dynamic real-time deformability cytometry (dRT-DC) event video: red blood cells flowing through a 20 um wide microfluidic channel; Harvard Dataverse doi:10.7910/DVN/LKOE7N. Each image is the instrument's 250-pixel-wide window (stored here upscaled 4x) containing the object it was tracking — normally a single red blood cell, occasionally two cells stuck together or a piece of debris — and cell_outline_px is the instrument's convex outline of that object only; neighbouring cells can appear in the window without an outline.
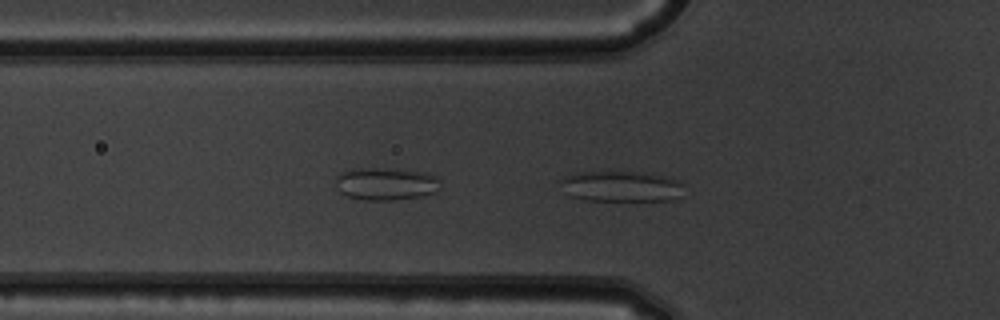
{"species": "common noctule bat (a hibernating species)", "species_latin": "Nyctalus noctula", "temperature_condition": "warm", "stored_images_in_passage": 37, "camera_frame_rate_fps": 3000, "um_per_image_px": 0.085, "animal": {"sex": "male", "body_mass_g": 19.5, "forearm_length_mm": 54.6}, "frame": {"image": 1, "passage_image": 2, "time_ms": 0.333, "image_size_px": [1000, 320], "cell_outline_px": [[684, 184], [680, 196], [672, 200], [588, 200], [572, 196], [560, 180], [568, 176], [580, 172], [652, 172], [668, 176], [680, 180]], "centroid_in_image_um": [52.95, 15.82], "position_along_channel_um": 72.8, "area_um2": 21.85}}
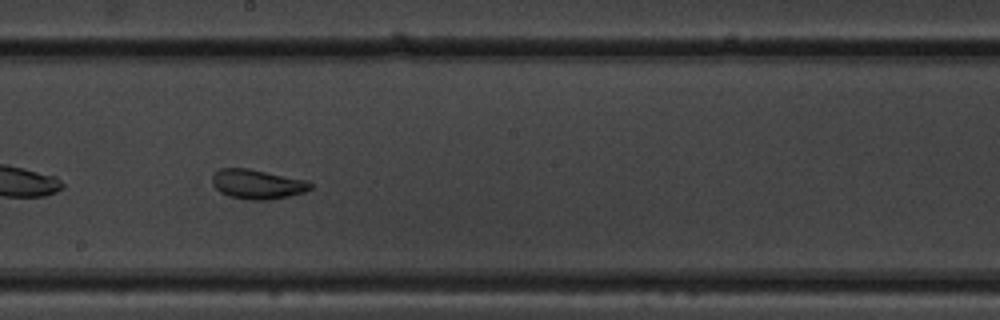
{"frame": {"image": 2, "passage_image": 14, "time_ms": 4.333, "image_size_px": [1000, 320], "cell_outline_px": [[312, 188], [304, 192], [288, 196], [268, 200], [248, 200], [228, 196], [220, 192], [212, 184], [212, 176], [220, 168], [248, 168], [308, 180], [312, 184]], "centroid_in_image_um": [21.87, 15.65], "position_along_channel_um": 226.3, "area_um2": 16.99}}
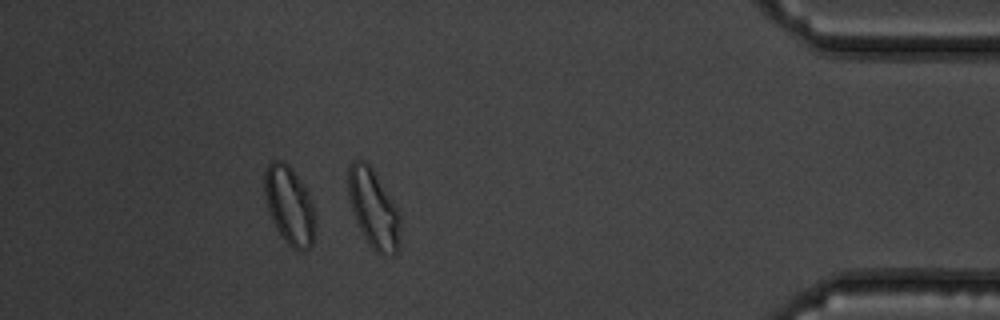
{"frame": {"image": 3, "passage_image": 31, "time_ms": 10.0, "image_size_px": [1000, 320], "cell_outline_px": [[400, 244], [396, 252], [392, 256], [380, 256], [368, 244], [356, 220], [348, 196], [348, 164], [352, 160], [364, 160], [372, 168], [396, 208], [400, 216]], "centroid_in_image_um": [31.74, 17.77], "position_along_channel_um": 403.5, "area_um2": 23.76}, "authors_computed_cell_mechanics": {"area_um2": 17.7446, "velocity_mm_per_s": 3.8347, "shape_relaxation_time_tau1_ms": 8.0746, "shape_relaxation_time_tau2_ms": 1.5428, "deformation_change_tau1": 0.1283, "deformation_change_tau2": 0.0557}}